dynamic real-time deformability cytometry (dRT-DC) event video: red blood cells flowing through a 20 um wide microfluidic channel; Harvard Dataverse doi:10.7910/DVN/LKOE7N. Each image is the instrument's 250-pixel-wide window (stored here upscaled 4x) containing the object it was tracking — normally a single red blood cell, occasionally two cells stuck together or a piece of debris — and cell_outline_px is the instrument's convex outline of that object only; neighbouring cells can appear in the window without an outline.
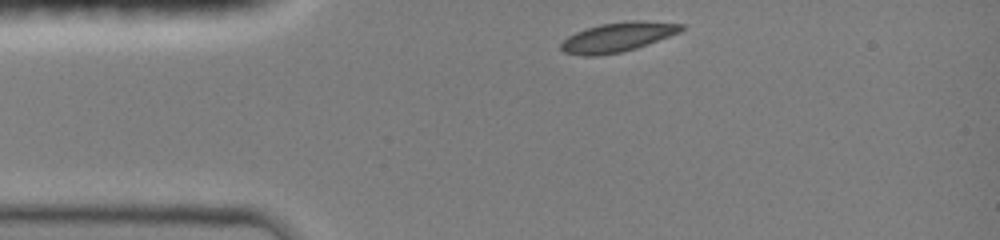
{"species": "common noctule bat (a hibernating species)", "species_latin": "Nyctalus noctula", "temperature_condition": "room temperature", "stored_images_in_passage": 7, "camera_frame_rate_fps": 3000, "um_per_image_px": 0.085, "animal": {"sex": "female", "body_mass_g": 19.0, "forearm_length_mm": 51.5}, "frame": {"image": 1, "passage_image": 1, "time_ms": 0.0, "image_size_px": [1000, 240], "cell_outline_px": [[684, 28], [680, 32], [648, 44], [636, 48], [620, 52], [596, 56], [584, 56], [564, 52], [560, 48], [560, 44], [568, 36], [576, 32], [600, 24], [632, 20], [644, 20], [684, 24]], "centroid_in_image_um": [52.51, 3.15], "position_along_channel_um": 32.5, "area_um2": 20.58}}
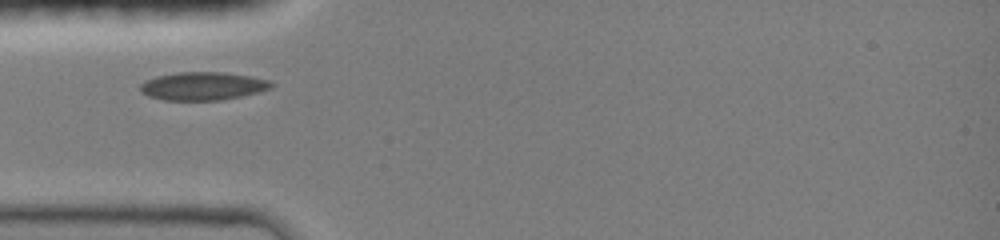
{"frame": {"image": 2, "passage_image": 4, "time_ms": 1.667, "image_size_px": [1000, 240], "cell_outline_px": [[276, 84], [272, 88], [260, 92], [220, 100], [164, 100], [148, 96], [140, 92], [140, 84], [156, 76], [176, 72], [224, 72], [252, 76], [272, 80]], "centroid_in_image_um": [17.3, 7.31], "position_along_channel_um": 67.7, "area_um2": 21.73}}
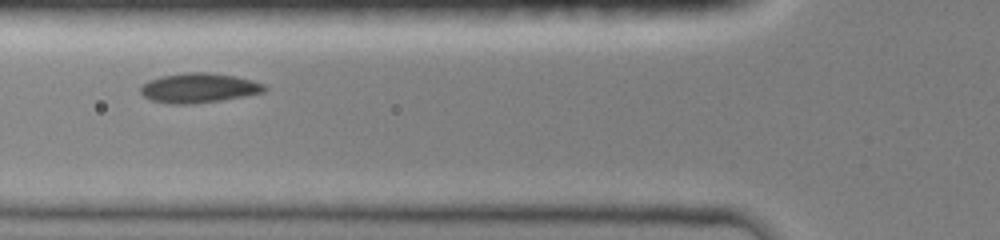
{"frame": {"image": 3, "passage_image": 6, "time_ms": 2.667, "image_size_px": [1000, 240], "cell_outline_px": [[268, 88], [264, 92], [244, 96], [220, 100], [188, 104], [172, 104], [148, 100], [140, 92], [140, 88], [148, 80], [160, 76], [184, 72], [208, 72], [236, 76], [252, 80], [264, 84]], "centroid_in_image_um": [16.88, 7.47], "position_along_channel_um": 108.9, "area_um2": 21.5}}